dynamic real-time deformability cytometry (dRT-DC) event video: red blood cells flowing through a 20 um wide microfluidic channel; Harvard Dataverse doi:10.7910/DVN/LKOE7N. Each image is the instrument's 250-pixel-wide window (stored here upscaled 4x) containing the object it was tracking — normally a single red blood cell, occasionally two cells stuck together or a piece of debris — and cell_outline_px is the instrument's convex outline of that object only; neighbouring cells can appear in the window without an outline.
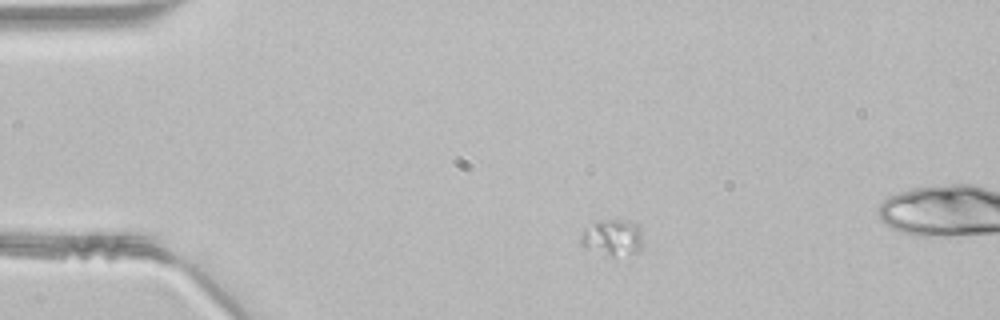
{"species": "common noctule bat (a hibernating species)", "species_latin": "Nyctalus noctula", "temperature_condition": "room temperature", "stored_images_in_passage": 10, "segment_of_instrument_passage": [1, 2], "camera_frame_rate_fps": 3000, "um_per_image_px": 0.085, "animal": {"sex": "male", "body_mass_g": 21.5, "forearm_length_mm": 52.0}, "frame": {"image": 1, "passage_image": 5, "time_ms": 1.333, "image_size_px": [1000, 320], "cell_outline_px": [[644, 244], [636, 252], [612, 256], [608, 256], [584, 248], [580, 244], [580, 236], [584, 228], [600, 220], [628, 220], [640, 224]], "centroid_in_image_um": [52.07, 20.18], "position_along_channel_um": 32.9, "area_um2": 13.47}}